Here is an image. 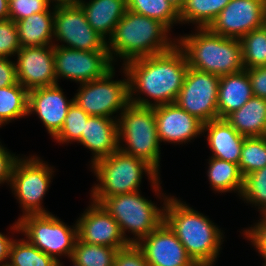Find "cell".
<instances>
[{
    "label": "cell",
    "instance_id": "cell-1",
    "mask_svg": "<svg viewBox=\"0 0 266 266\" xmlns=\"http://www.w3.org/2000/svg\"><path fill=\"white\" fill-rule=\"evenodd\" d=\"M121 67L128 75L129 102L141 107L175 103L189 69L177 43L166 52L133 59Z\"/></svg>",
    "mask_w": 266,
    "mask_h": 266
},
{
    "label": "cell",
    "instance_id": "cell-2",
    "mask_svg": "<svg viewBox=\"0 0 266 266\" xmlns=\"http://www.w3.org/2000/svg\"><path fill=\"white\" fill-rule=\"evenodd\" d=\"M164 222L197 265H214L224 235L212 220L175 196H169L164 207Z\"/></svg>",
    "mask_w": 266,
    "mask_h": 266
},
{
    "label": "cell",
    "instance_id": "cell-3",
    "mask_svg": "<svg viewBox=\"0 0 266 266\" xmlns=\"http://www.w3.org/2000/svg\"><path fill=\"white\" fill-rule=\"evenodd\" d=\"M168 33L170 30L160 21L126 10L107 40L110 59L116 62L121 58L124 65L133 59L166 52L177 43Z\"/></svg>",
    "mask_w": 266,
    "mask_h": 266
},
{
    "label": "cell",
    "instance_id": "cell-4",
    "mask_svg": "<svg viewBox=\"0 0 266 266\" xmlns=\"http://www.w3.org/2000/svg\"><path fill=\"white\" fill-rule=\"evenodd\" d=\"M91 168L98 181L90 192L93 202L100 204L107 197L140 191L144 173L160 200L166 202L169 197L160 190V174L151 165L119 149L96 161Z\"/></svg>",
    "mask_w": 266,
    "mask_h": 266
},
{
    "label": "cell",
    "instance_id": "cell-5",
    "mask_svg": "<svg viewBox=\"0 0 266 266\" xmlns=\"http://www.w3.org/2000/svg\"><path fill=\"white\" fill-rule=\"evenodd\" d=\"M176 37L190 68L223 76L244 70L240 39L223 37L208 28Z\"/></svg>",
    "mask_w": 266,
    "mask_h": 266
},
{
    "label": "cell",
    "instance_id": "cell-6",
    "mask_svg": "<svg viewBox=\"0 0 266 266\" xmlns=\"http://www.w3.org/2000/svg\"><path fill=\"white\" fill-rule=\"evenodd\" d=\"M117 122L119 150L146 161L160 174L161 144L154 107L130 103L120 113Z\"/></svg>",
    "mask_w": 266,
    "mask_h": 266
},
{
    "label": "cell",
    "instance_id": "cell-7",
    "mask_svg": "<svg viewBox=\"0 0 266 266\" xmlns=\"http://www.w3.org/2000/svg\"><path fill=\"white\" fill-rule=\"evenodd\" d=\"M140 191L105 198L100 204L116 220L129 244L137 245L164 221L165 202L159 208ZM129 232L134 235L130 238ZM128 236V237H127Z\"/></svg>",
    "mask_w": 266,
    "mask_h": 266
},
{
    "label": "cell",
    "instance_id": "cell-8",
    "mask_svg": "<svg viewBox=\"0 0 266 266\" xmlns=\"http://www.w3.org/2000/svg\"><path fill=\"white\" fill-rule=\"evenodd\" d=\"M10 229L23 234L31 244L54 260L63 255L71 259L78 239L77 222L73 227L67 226L52 213L23 216Z\"/></svg>",
    "mask_w": 266,
    "mask_h": 266
},
{
    "label": "cell",
    "instance_id": "cell-9",
    "mask_svg": "<svg viewBox=\"0 0 266 266\" xmlns=\"http://www.w3.org/2000/svg\"><path fill=\"white\" fill-rule=\"evenodd\" d=\"M54 167L44 162L39 156L19 158L13 168L9 186L22 207L21 217L31 214L51 213L42 206L48 191Z\"/></svg>",
    "mask_w": 266,
    "mask_h": 266
},
{
    "label": "cell",
    "instance_id": "cell-10",
    "mask_svg": "<svg viewBox=\"0 0 266 266\" xmlns=\"http://www.w3.org/2000/svg\"><path fill=\"white\" fill-rule=\"evenodd\" d=\"M125 78L114 80L113 67L103 77L80 84L73 97L75 102L90 116L115 118L114 114L122 112L129 104V80L127 72L122 68ZM127 78V79H126Z\"/></svg>",
    "mask_w": 266,
    "mask_h": 266
},
{
    "label": "cell",
    "instance_id": "cell-11",
    "mask_svg": "<svg viewBox=\"0 0 266 266\" xmlns=\"http://www.w3.org/2000/svg\"><path fill=\"white\" fill-rule=\"evenodd\" d=\"M53 46H63L81 51H108L107 41L88 23L79 5L54 6Z\"/></svg>",
    "mask_w": 266,
    "mask_h": 266
},
{
    "label": "cell",
    "instance_id": "cell-12",
    "mask_svg": "<svg viewBox=\"0 0 266 266\" xmlns=\"http://www.w3.org/2000/svg\"><path fill=\"white\" fill-rule=\"evenodd\" d=\"M219 79L189 67L175 103L203 123L218 119Z\"/></svg>",
    "mask_w": 266,
    "mask_h": 266
},
{
    "label": "cell",
    "instance_id": "cell-13",
    "mask_svg": "<svg viewBox=\"0 0 266 266\" xmlns=\"http://www.w3.org/2000/svg\"><path fill=\"white\" fill-rule=\"evenodd\" d=\"M108 51H81L54 46V70L58 79L83 84L103 77L113 67Z\"/></svg>",
    "mask_w": 266,
    "mask_h": 266
},
{
    "label": "cell",
    "instance_id": "cell-14",
    "mask_svg": "<svg viewBox=\"0 0 266 266\" xmlns=\"http://www.w3.org/2000/svg\"><path fill=\"white\" fill-rule=\"evenodd\" d=\"M266 23V0H230L208 29L228 38L241 39Z\"/></svg>",
    "mask_w": 266,
    "mask_h": 266
},
{
    "label": "cell",
    "instance_id": "cell-15",
    "mask_svg": "<svg viewBox=\"0 0 266 266\" xmlns=\"http://www.w3.org/2000/svg\"><path fill=\"white\" fill-rule=\"evenodd\" d=\"M16 57L17 81L28 91L57 84L53 45L21 47Z\"/></svg>",
    "mask_w": 266,
    "mask_h": 266
},
{
    "label": "cell",
    "instance_id": "cell-16",
    "mask_svg": "<svg viewBox=\"0 0 266 266\" xmlns=\"http://www.w3.org/2000/svg\"><path fill=\"white\" fill-rule=\"evenodd\" d=\"M76 222L78 238L82 242L116 249L129 245L116 220L99 203L91 200V204Z\"/></svg>",
    "mask_w": 266,
    "mask_h": 266
},
{
    "label": "cell",
    "instance_id": "cell-17",
    "mask_svg": "<svg viewBox=\"0 0 266 266\" xmlns=\"http://www.w3.org/2000/svg\"><path fill=\"white\" fill-rule=\"evenodd\" d=\"M137 246L144 253L149 266H197L164 221Z\"/></svg>",
    "mask_w": 266,
    "mask_h": 266
},
{
    "label": "cell",
    "instance_id": "cell-18",
    "mask_svg": "<svg viewBox=\"0 0 266 266\" xmlns=\"http://www.w3.org/2000/svg\"><path fill=\"white\" fill-rule=\"evenodd\" d=\"M72 103L59 83L28 91V115L36 114L52 138L62 129Z\"/></svg>",
    "mask_w": 266,
    "mask_h": 266
},
{
    "label": "cell",
    "instance_id": "cell-19",
    "mask_svg": "<svg viewBox=\"0 0 266 266\" xmlns=\"http://www.w3.org/2000/svg\"><path fill=\"white\" fill-rule=\"evenodd\" d=\"M160 143L185 144L203 133V122L176 103L154 107Z\"/></svg>",
    "mask_w": 266,
    "mask_h": 266
},
{
    "label": "cell",
    "instance_id": "cell-20",
    "mask_svg": "<svg viewBox=\"0 0 266 266\" xmlns=\"http://www.w3.org/2000/svg\"><path fill=\"white\" fill-rule=\"evenodd\" d=\"M78 143L92 152L91 165L110 156L119 149L117 120L103 116H89Z\"/></svg>",
    "mask_w": 266,
    "mask_h": 266
},
{
    "label": "cell",
    "instance_id": "cell-21",
    "mask_svg": "<svg viewBox=\"0 0 266 266\" xmlns=\"http://www.w3.org/2000/svg\"><path fill=\"white\" fill-rule=\"evenodd\" d=\"M207 132V144L215 157L238 164L245 140L225 119H214L203 124V134Z\"/></svg>",
    "mask_w": 266,
    "mask_h": 266
},
{
    "label": "cell",
    "instance_id": "cell-22",
    "mask_svg": "<svg viewBox=\"0 0 266 266\" xmlns=\"http://www.w3.org/2000/svg\"><path fill=\"white\" fill-rule=\"evenodd\" d=\"M79 6L90 26L107 41L126 13L127 0H84Z\"/></svg>",
    "mask_w": 266,
    "mask_h": 266
},
{
    "label": "cell",
    "instance_id": "cell-23",
    "mask_svg": "<svg viewBox=\"0 0 266 266\" xmlns=\"http://www.w3.org/2000/svg\"><path fill=\"white\" fill-rule=\"evenodd\" d=\"M252 86L248 72L220 76L218 90V118L225 119L252 98Z\"/></svg>",
    "mask_w": 266,
    "mask_h": 266
},
{
    "label": "cell",
    "instance_id": "cell-24",
    "mask_svg": "<svg viewBox=\"0 0 266 266\" xmlns=\"http://www.w3.org/2000/svg\"><path fill=\"white\" fill-rule=\"evenodd\" d=\"M16 27L21 47L54 45V7L17 21Z\"/></svg>",
    "mask_w": 266,
    "mask_h": 266
},
{
    "label": "cell",
    "instance_id": "cell-25",
    "mask_svg": "<svg viewBox=\"0 0 266 266\" xmlns=\"http://www.w3.org/2000/svg\"><path fill=\"white\" fill-rule=\"evenodd\" d=\"M225 120L246 137L266 136V99L253 96Z\"/></svg>",
    "mask_w": 266,
    "mask_h": 266
},
{
    "label": "cell",
    "instance_id": "cell-26",
    "mask_svg": "<svg viewBox=\"0 0 266 266\" xmlns=\"http://www.w3.org/2000/svg\"><path fill=\"white\" fill-rule=\"evenodd\" d=\"M207 163H209L207 176L214 191L221 194L234 191L241 196L244 177L238 164L215 157H210Z\"/></svg>",
    "mask_w": 266,
    "mask_h": 266
},
{
    "label": "cell",
    "instance_id": "cell-27",
    "mask_svg": "<svg viewBox=\"0 0 266 266\" xmlns=\"http://www.w3.org/2000/svg\"><path fill=\"white\" fill-rule=\"evenodd\" d=\"M230 0H182L179 6L180 24H195L208 28Z\"/></svg>",
    "mask_w": 266,
    "mask_h": 266
},
{
    "label": "cell",
    "instance_id": "cell-28",
    "mask_svg": "<svg viewBox=\"0 0 266 266\" xmlns=\"http://www.w3.org/2000/svg\"><path fill=\"white\" fill-rule=\"evenodd\" d=\"M28 116V90L19 82L0 88V127Z\"/></svg>",
    "mask_w": 266,
    "mask_h": 266
},
{
    "label": "cell",
    "instance_id": "cell-29",
    "mask_svg": "<svg viewBox=\"0 0 266 266\" xmlns=\"http://www.w3.org/2000/svg\"><path fill=\"white\" fill-rule=\"evenodd\" d=\"M127 10L156 19L169 30L180 24L179 8L171 0H127Z\"/></svg>",
    "mask_w": 266,
    "mask_h": 266
},
{
    "label": "cell",
    "instance_id": "cell-30",
    "mask_svg": "<svg viewBox=\"0 0 266 266\" xmlns=\"http://www.w3.org/2000/svg\"><path fill=\"white\" fill-rule=\"evenodd\" d=\"M119 249L76 240L71 260L80 266H113Z\"/></svg>",
    "mask_w": 266,
    "mask_h": 266
},
{
    "label": "cell",
    "instance_id": "cell-31",
    "mask_svg": "<svg viewBox=\"0 0 266 266\" xmlns=\"http://www.w3.org/2000/svg\"><path fill=\"white\" fill-rule=\"evenodd\" d=\"M54 261L26 238H22L13 240L7 266H50Z\"/></svg>",
    "mask_w": 266,
    "mask_h": 266
},
{
    "label": "cell",
    "instance_id": "cell-32",
    "mask_svg": "<svg viewBox=\"0 0 266 266\" xmlns=\"http://www.w3.org/2000/svg\"><path fill=\"white\" fill-rule=\"evenodd\" d=\"M244 69L266 66V25L241 39Z\"/></svg>",
    "mask_w": 266,
    "mask_h": 266
},
{
    "label": "cell",
    "instance_id": "cell-33",
    "mask_svg": "<svg viewBox=\"0 0 266 266\" xmlns=\"http://www.w3.org/2000/svg\"><path fill=\"white\" fill-rule=\"evenodd\" d=\"M238 166L243 177L266 166V136L245 137Z\"/></svg>",
    "mask_w": 266,
    "mask_h": 266
},
{
    "label": "cell",
    "instance_id": "cell-34",
    "mask_svg": "<svg viewBox=\"0 0 266 266\" xmlns=\"http://www.w3.org/2000/svg\"><path fill=\"white\" fill-rule=\"evenodd\" d=\"M90 115L73 102L67 111V116L62 129L53 138L57 143L79 142L82 132H84L85 123Z\"/></svg>",
    "mask_w": 266,
    "mask_h": 266
},
{
    "label": "cell",
    "instance_id": "cell-35",
    "mask_svg": "<svg viewBox=\"0 0 266 266\" xmlns=\"http://www.w3.org/2000/svg\"><path fill=\"white\" fill-rule=\"evenodd\" d=\"M240 197L247 203L258 207L260 213L266 210V166L244 177Z\"/></svg>",
    "mask_w": 266,
    "mask_h": 266
},
{
    "label": "cell",
    "instance_id": "cell-36",
    "mask_svg": "<svg viewBox=\"0 0 266 266\" xmlns=\"http://www.w3.org/2000/svg\"><path fill=\"white\" fill-rule=\"evenodd\" d=\"M51 0H9V19L15 23L32 14L47 11Z\"/></svg>",
    "mask_w": 266,
    "mask_h": 266
},
{
    "label": "cell",
    "instance_id": "cell-37",
    "mask_svg": "<svg viewBox=\"0 0 266 266\" xmlns=\"http://www.w3.org/2000/svg\"><path fill=\"white\" fill-rule=\"evenodd\" d=\"M20 48L16 23L10 19L0 21V57L15 56Z\"/></svg>",
    "mask_w": 266,
    "mask_h": 266
},
{
    "label": "cell",
    "instance_id": "cell-38",
    "mask_svg": "<svg viewBox=\"0 0 266 266\" xmlns=\"http://www.w3.org/2000/svg\"><path fill=\"white\" fill-rule=\"evenodd\" d=\"M260 220L252 227L243 230L244 238H247L251 244L258 250L266 263V219L261 216Z\"/></svg>",
    "mask_w": 266,
    "mask_h": 266
},
{
    "label": "cell",
    "instance_id": "cell-39",
    "mask_svg": "<svg viewBox=\"0 0 266 266\" xmlns=\"http://www.w3.org/2000/svg\"><path fill=\"white\" fill-rule=\"evenodd\" d=\"M113 266H149L142 250L134 244L119 249Z\"/></svg>",
    "mask_w": 266,
    "mask_h": 266
},
{
    "label": "cell",
    "instance_id": "cell-40",
    "mask_svg": "<svg viewBox=\"0 0 266 266\" xmlns=\"http://www.w3.org/2000/svg\"><path fill=\"white\" fill-rule=\"evenodd\" d=\"M20 157L8 151L0 142V184H10L13 168Z\"/></svg>",
    "mask_w": 266,
    "mask_h": 266
},
{
    "label": "cell",
    "instance_id": "cell-41",
    "mask_svg": "<svg viewBox=\"0 0 266 266\" xmlns=\"http://www.w3.org/2000/svg\"><path fill=\"white\" fill-rule=\"evenodd\" d=\"M248 72L255 97L266 99V66L245 69Z\"/></svg>",
    "mask_w": 266,
    "mask_h": 266
},
{
    "label": "cell",
    "instance_id": "cell-42",
    "mask_svg": "<svg viewBox=\"0 0 266 266\" xmlns=\"http://www.w3.org/2000/svg\"><path fill=\"white\" fill-rule=\"evenodd\" d=\"M15 61L0 57V88L17 84Z\"/></svg>",
    "mask_w": 266,
    "mask_h": 266
},
{
    "label": "cell",
    "instance_id": "cell-43",
    "mask_svg": "<svg viewBox=\"0 0 266 266\" xmlns=\"http://www.w3.org/2000/svg\"><path fill=\"white\" fill-rule=\"evenodd\" d=\"M14 238H10L0 233V266H7L9 260L10 247Z\"/></svg>",
    "mask_w": 266,
    "mask_h": 266
},
{
    "label": "cell",
    "instance_id": "cell-44",
    "mask_svg": "<svg viewBox=\"0 0 266 266\" xmlns=\"http://www.w3.org/2000/svg\"><path fill=\"white\" fill-rule=\"evenodd\" d=\"M9 19V0H0V21Z\"/></svg>",
    "mask_w": 266,
    "mask_h": 266
},
{
    "label": "cell",
    "instance_id": "cell-45",
    "mask_svg": "<svg viewBox=\"0 0 266 266\" xmlns=\"http://www.w3.org/2000/svg\"><path fill=\"white\" fill-rule=\"evenodd\" d=\"M83 1L84 0H51V3L52 6H69V5H79Z\"/></svg>",
    "mask_w": 266,
    "mask_h": 266
},
{
    "label": "cell",
    "instance_id": "cell-46",
    "mask_svg": "<svg viewBox=\"0 0 266 266\" xmlns=\"http://www.w3.org/2000/svg\"><path fill=\"white\" fill-rule=\"evenodd\" d=\"M50 266H61L60 259L55 260Z\"/></svg>",
    "mask_w": 266,
    "mask_h": 266
},
{
    "label": "cell",
    "instance_id": "cell-47",
    "mask_svg": "<svg viewBox=\"0 0 266 266\" xmlns=\"http://www.w3.org/2000/svg\"><path fill=\"white\" fill-rule=\"evenodd\" d=\"M171 1L179 8L182 0H171Z\"/></svg>",
    "mask_w": 266,
    "mask_h": 266
},
{
    "label": "cell",
    "instance_id": "cell-48",
    "mask_svg": "<svg viewBox=\"0 0 266 266\" xmlns=\"http://www.w3.org/2000/svg\"><path fill=\"white\" fill-rule=\"evenodd\" d=\"M69 261L72 262V266H80V265L76 264L74 261H72L71 259ZM61 266H64L63 263H61Z\"/></svg>",
    "mask_w": 266,
    "mask_h": 266
},
{
    "label": "cell",
    "instance_id": "cell-49",
    "mask_svg": "<svg viewBox=\"0 0 266 266\" xmlns=\"http://www.w3.org/2000/svg\"><path fill=\"white\" fill-rule=\"evenodd\" d=\"M261 215L266 219V210L261 213Z\"/></svg>",
    "mask_w": 266,
    "mask_h": 266
}]
</instances>
